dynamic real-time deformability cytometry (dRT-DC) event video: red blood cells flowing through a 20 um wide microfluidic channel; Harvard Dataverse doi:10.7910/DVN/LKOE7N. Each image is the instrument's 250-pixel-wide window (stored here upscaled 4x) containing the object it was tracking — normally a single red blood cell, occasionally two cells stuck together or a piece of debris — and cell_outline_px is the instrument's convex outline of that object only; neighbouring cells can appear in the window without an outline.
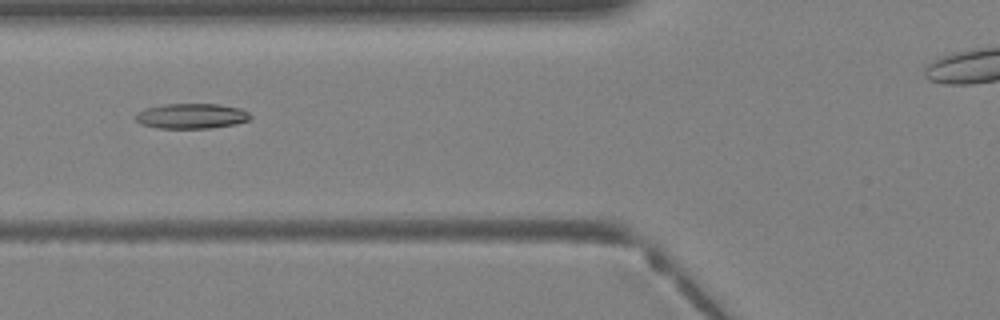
{"species": "Egyptian fruit bat (a non-hibernating species)", "species_latin": "Rousettus aegyptiacus", "temperature_condition": "warm", "stored_images_in_passage": 25, "camera_frame_rate_fps": 3000, "um_per_image_px": 0.085, "animal": {"sex": "female"}, "frame": {"image": 1, "passage_image": 5, "time_ms": 1.333, "image_size_px": [1000, 320], "cell_outline_px": [[252, 116], [248, 120], [236, 124], [208, 128], [156, 128], [140, 124], [136, 120], [136, 116], [144, 108], [164, 104], [220, 104], [240, 108], [248, 112]], "centroid_in_image_um": [16.28, 9.86], "position_along_channel_um": 109.5, "area_um2": 16.82}}
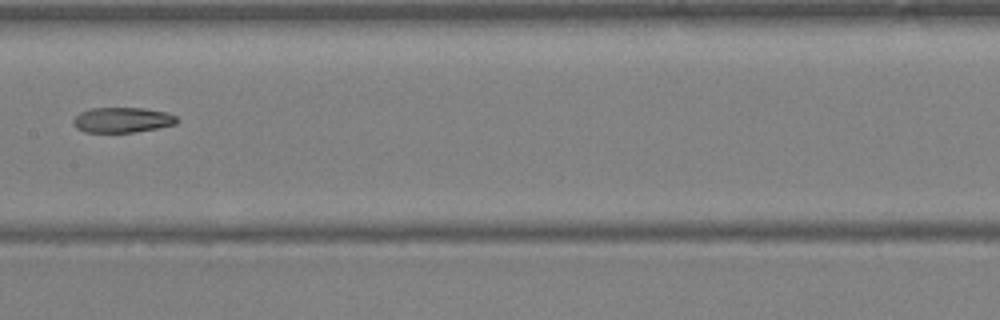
{"frame": {"image": 2, "passage_image": 10, "time_ms": 3.0, "image_size_px": [1000, 320], "cell_outline_px": [[180, 120], [176, 124], [156, 128], [132, 132], [84, 132], [76, 128], [72, 124], [72, 120], [80, 112], [92, 108], [144, 108], [168, 112], [176, 116]], "centroid_in_image_um": [10.4, 10.19], "position_along_channel_um": 197.0, "area_um2": 15.32}}
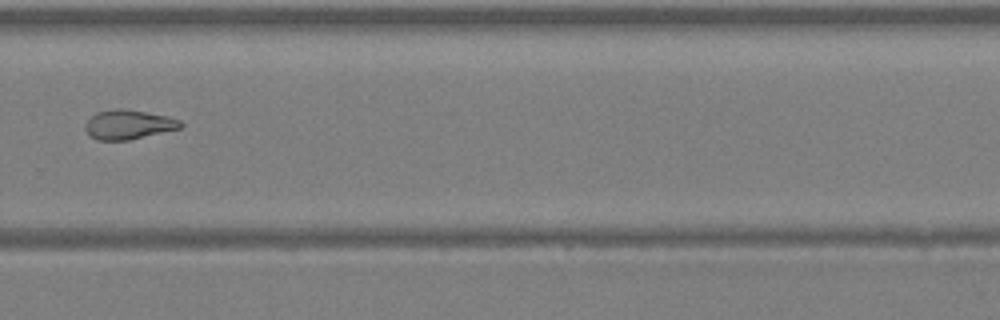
{"frame": {"image": 3, "passage_image": 17, "time_ms": 5.333, "image_size_px": [1000, 320], "cell_outline_px": [[184, 124], [180, 128], [128, 140], [96, 140], [84, 128], [84, 124], [96, 112], [116, 108], [144, 112], [168, 116], [180, 120]], "centroid_in_image_um": [10.91, 10.59], "position_along_channel_um": 318.9, "area_um2": 16.07}}